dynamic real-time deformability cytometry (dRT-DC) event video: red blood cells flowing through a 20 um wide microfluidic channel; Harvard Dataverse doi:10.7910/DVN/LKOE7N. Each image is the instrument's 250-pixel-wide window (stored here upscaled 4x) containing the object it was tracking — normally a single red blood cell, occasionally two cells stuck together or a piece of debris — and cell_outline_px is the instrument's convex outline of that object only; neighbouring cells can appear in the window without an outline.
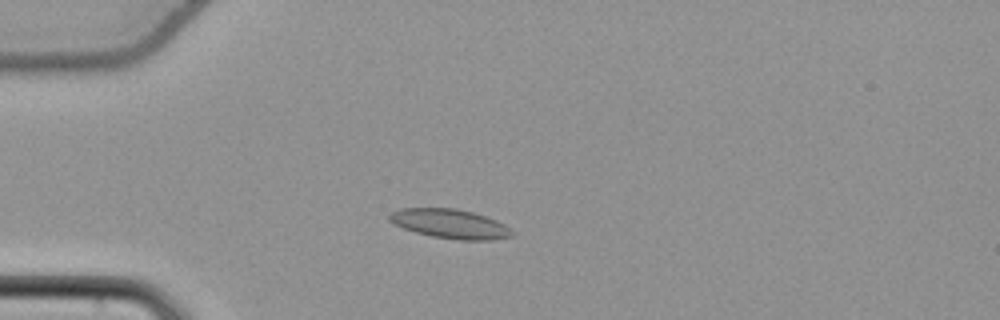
{"species": "common noctule bat (a hibernating species)", "species_latin": "Nyctalus noctula", "temperature_condition": "cold", "stored_images_in_passage": 48, "camera_frame_rate_fps": 3000, "um_per_image_px": 0.085, "animal": {"sex": "female", "body_mass_g": 22.7, "forearm_length_mm": 54.2}, "frame": {"image": 1, "passage_image": 8, "time_ms": 2.333, "image_size_px": [1000, 320], "cell_outline_px": [[516, 232], [512, 236], [492, 240], [460, 240], [432, 236], [416, 232], [404, 228], [388, 220], [388, 216], [392, 212], [400, 208], [456, 208], [472, 212], [496, 220], [504, 224]], "centroid_in_image_um": [38.28, 19.02], "position_along_channel_um": 46.7, "area_um2": 20.87}}
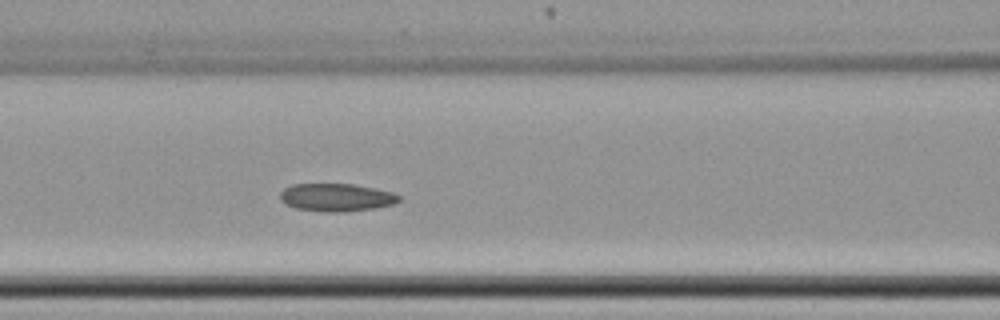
{"frame": {"image": 2, "passage_image": 17, "time_ms": 5.333, "image_size_px": [1000, 320], "cell_outline_px": [[400, 200], [392, 204], [376, 208], [344, 212], [324, 212], [296, 208], [280, 200], [280, 192], [284, 188], [292, 184], [352, 184], [376, 188], [392, 192], [400, 196]], "centroid_in_image_um": [28.6, 16.78], "position_along_channel_um": 138.0, "area_um2": 19.31}}
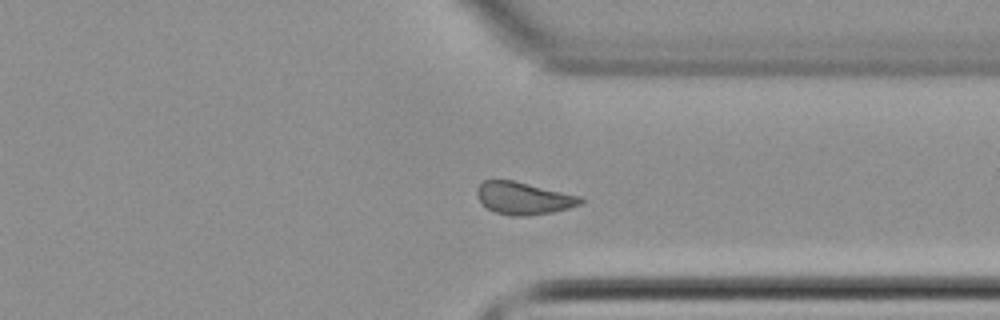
{"frame": {"image": 3, "passage_image": 35, "time_ms": 11.333, "image_size_px": [1000, 320], "cell_outline_px": [[584, 200], [580, 204], [568, 208], [552, 212], [528, 216], [512, 216], [496, 212], [488, 208], [480, 200], [476, 192], [476, 188], [484, 180], [512, 180], [580, 196]], "centroid_in_image_um": [44.49, 16.85], "position_along_channel_um": 366.9, "area_um2": 19.25}, "authors_computed_cell_mechanics": {"area_um2": 19.6231, "velocity_mm_per_s": 3.8082, "shape_relaxation_time_tau1_ms": null, "shape_relaxation_time_tau2_ms": 2.1313, "deformation_change_tau1": null, "deformation_change_tau2": 0.0566}}